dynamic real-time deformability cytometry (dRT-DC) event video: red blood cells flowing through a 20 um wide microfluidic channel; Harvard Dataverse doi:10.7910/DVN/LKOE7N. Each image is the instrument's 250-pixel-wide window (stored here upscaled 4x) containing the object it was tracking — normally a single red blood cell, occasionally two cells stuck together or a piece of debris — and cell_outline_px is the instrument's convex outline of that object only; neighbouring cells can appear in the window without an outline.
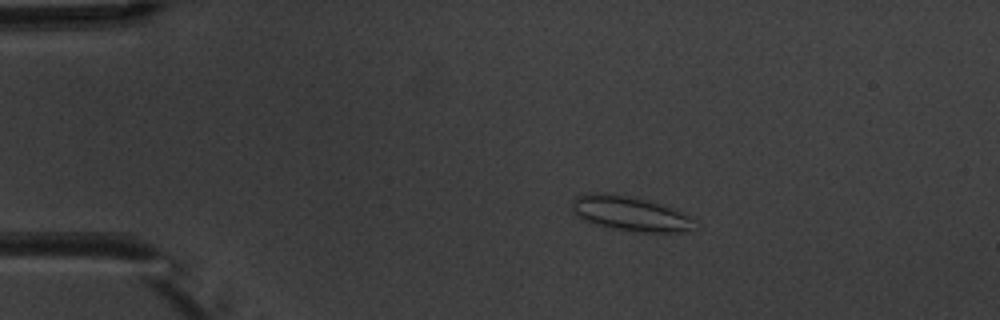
{"species": "common noctule bat (a hibernating species)", "species_latin": "Nyctalus noctula", "temperature_condition": "warm", "stored_images_in_passage": 5, "camera_frame_rate_fps": 3000, "um_per_image_px": 0.085, "animal": {"sex": "male", "body_mass_g": 20.1, "forearm_length_mm": 53.5}, "frame": {"image": 1, "passage_image": 1, "time_ms": 0.0, "image_size_px": [1000, 320], "cell_outline_px": [[688, 232], [632, 232], [612, 228], [596, 224], [584, 220], [576, 216], [572, 212], [572, 200], [576, 196], [604, 192], [644, 200], [660, 204], [680, 212], [688, 216]], "centroid_in_image_um": [53.42, 18.16], "position_along_channel_um": 31.6, "area_um2": 23.87}}
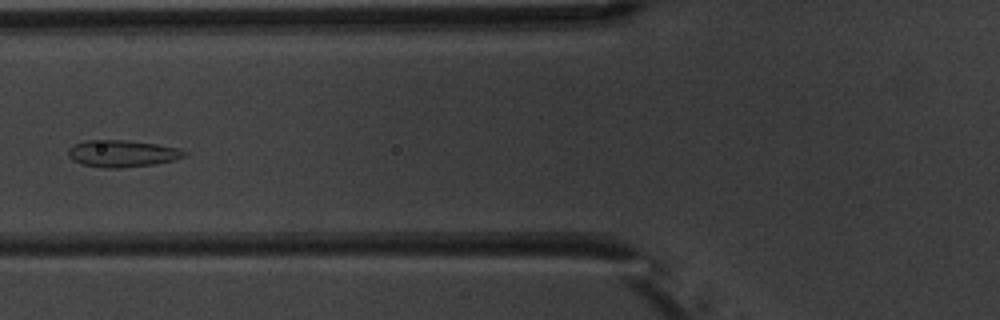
{"frame": {"image": 2, "passage_image": 4, "time_ms": 3.667, "image_size_px": [1000, 320], "cell_outline_px": [[188, 156], [156, 164], [120, 168], [104, 168], [84, 164], [72, 160], [68, 156], [68, 148], [84, 140], [124, 140], [156, 144], [180, 148], [188, 152]], "centroid_in_image_um": [10.42, 13.05], "position_along_channel_um": 115.4, "area_um2": 18.26}}
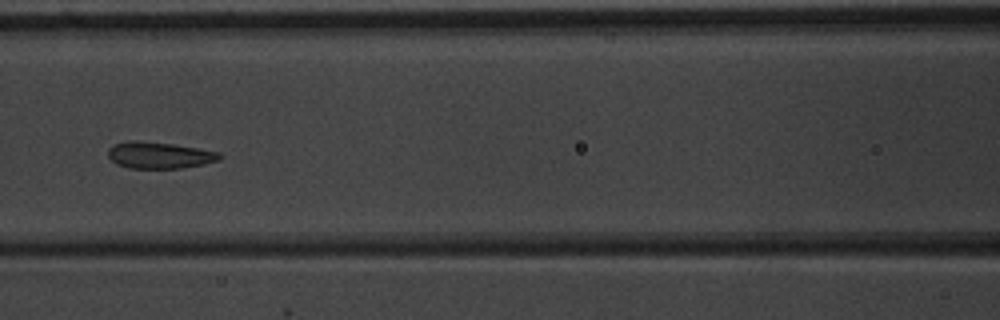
{"frame": {"image": 3, "passage_image": 5, "time_ms": 4.667, "image_size_px": [1000, 320], "cell_outline_px": [[224, 156], [220, 160], [204, 164], [180, 168], [128, 168], [116, 164], [108, 156], [108, 148], [112, 144], [128, 140], [132, 140], [172, 144], [220, 152]], "centroid_in_image_um": [13.53, 13.19], "position_along_channel_um": 153.1, "area_um2": 17.34}}